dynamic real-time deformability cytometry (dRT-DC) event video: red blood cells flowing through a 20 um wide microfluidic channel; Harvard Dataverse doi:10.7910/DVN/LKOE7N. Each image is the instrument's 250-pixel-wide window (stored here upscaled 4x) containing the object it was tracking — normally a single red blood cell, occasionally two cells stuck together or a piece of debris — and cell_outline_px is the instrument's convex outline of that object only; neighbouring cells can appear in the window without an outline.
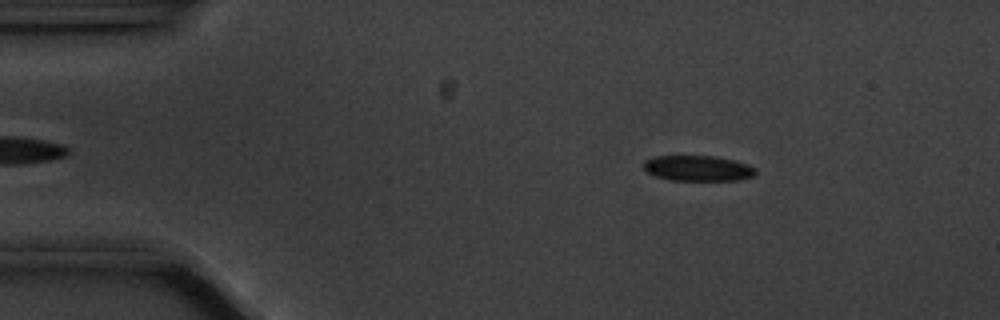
{"species": "common noctule bat (a hibernating species)", "species_latin": "Nyctalus noctula", "temperature_condition": "cold", "stored_images_in_passage": 45, "camera_frame_rate_fps": 3000, "um_per_image_px": 0.085, "animal": {"sex": "male", "body_mass_g": 20.1, "forearm_length_mm": 53.5}, "frame": {"image": 1, "passage_image": 6, "time_ms": 1.667, "image_size_px": [1000, 320], "cell_outline_px": [[756, 172], [752, 176], [736, 180], [668, 180], [656, 176], [648, 172], [644, 168], [644, 160], [652, 156], [712, 156], [736, 160], [748, 164], [756, 168]], "centroid_in_image_um": [59.31, 14.29], "position_along_channel_um": 25.7, "area_um2": 16.65}}
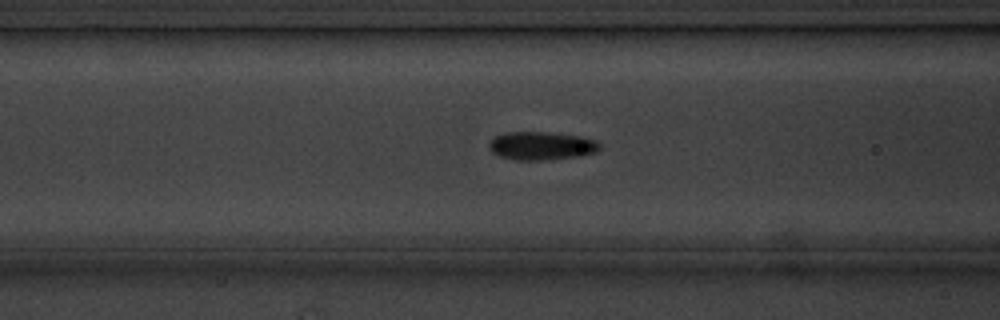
{"frame": {"image": 2, "passage_image": 19, "time_ms": 6.0, "image_size_px": [1000, 320], "cell_outline_px": [[600, 148], [596, 152], [580, 156], [540, 160], [516, 160], [500, 156], [492, 152], [488, 148], [488, 144], [496, 136], [504, 132], [548, 132], [580, 136], [596, 140], [600, 144]], "centroid_in_image_um": [46.02, 12.39], "position_along_channel_um": 120.6, "area_um2": 18.21}}
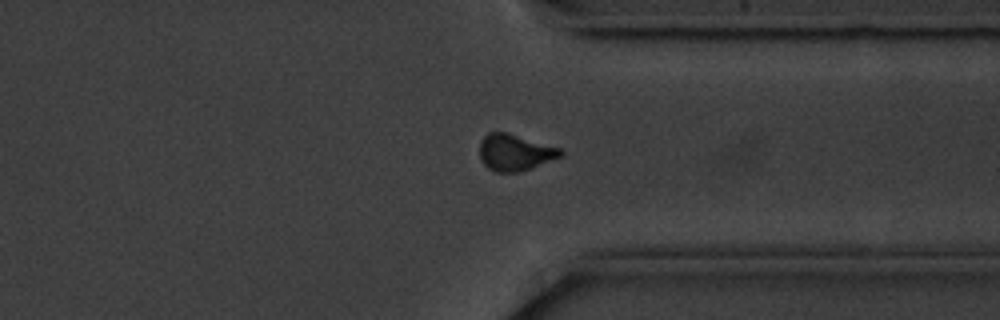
{"frame": {"image": 3, "passage_image": 40, "time_ms": 13.0, "image_size_px": [1000, 320], "cell_outline_px": [[564, 152], [560, 156], [520, 172], [496, 172], [488, 168], [480, 160], [480, 140], [488, 132], [508, 132], [560, 148]], "centroid_in_image_um": [43.72, 12.94], "position_along_channel_um": 367.7, "area_um2": 17.11}, "authors_computed_cell_mechanics": {"area_um2": 17.4556, "velocity_mm_per_s": 3.5435, "shape_relaxation_time_tau1_ms": 2.4819, "shape_relaxation_time_tau2_ms": 7.7848, "deformation_change_tau1": 0.102, "deformation_change_tau2": 0.0897}}